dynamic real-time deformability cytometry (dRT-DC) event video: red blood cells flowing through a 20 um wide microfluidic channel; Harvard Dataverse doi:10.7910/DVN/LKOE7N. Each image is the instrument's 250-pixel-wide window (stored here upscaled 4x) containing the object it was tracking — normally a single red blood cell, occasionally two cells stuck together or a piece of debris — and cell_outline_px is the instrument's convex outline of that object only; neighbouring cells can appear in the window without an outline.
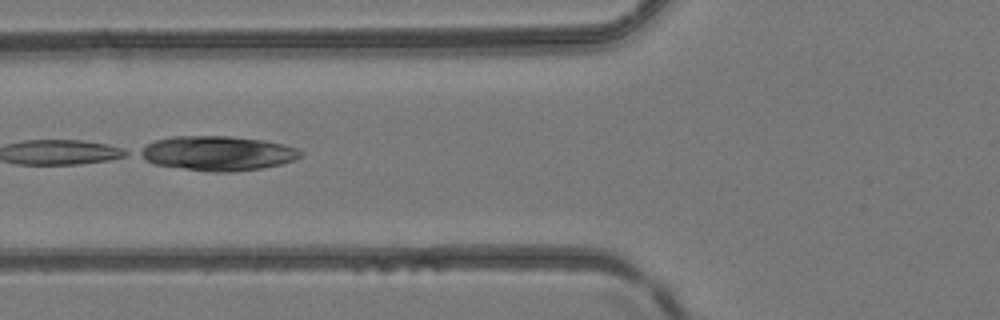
{"species": "common noctule bat (a hibernating species)", "species_latin": "Nyctalus noctula", "temperature_condition": "room temperature", "stored_images_in_passage": 2, "camera_frame_rate_fps": 3000, "um_per_image_px": 0.085, "animal": {"sex": "female", "body_mass_g": 24.6, "forearm_length_mm": 56.2}, "frame": {"image": 1, "passage_image": 2, "time_ms": 1.0, "image_size_px": [1000, 320], "cell_outline_px": [[304, 152], [296, 160], [280, 164], [260, 168], [228, 172], [212, 172], [152, 164], [136, 156], [136, 152], [148, 144], [156, 140], [172, 136], [232, 136], [264, 140], [284, 144], [296, 148]], "centroid_in_image_um": [18.46, 13.02], "position_along_channel_um": 107.3, "area_um2": 32.54}}